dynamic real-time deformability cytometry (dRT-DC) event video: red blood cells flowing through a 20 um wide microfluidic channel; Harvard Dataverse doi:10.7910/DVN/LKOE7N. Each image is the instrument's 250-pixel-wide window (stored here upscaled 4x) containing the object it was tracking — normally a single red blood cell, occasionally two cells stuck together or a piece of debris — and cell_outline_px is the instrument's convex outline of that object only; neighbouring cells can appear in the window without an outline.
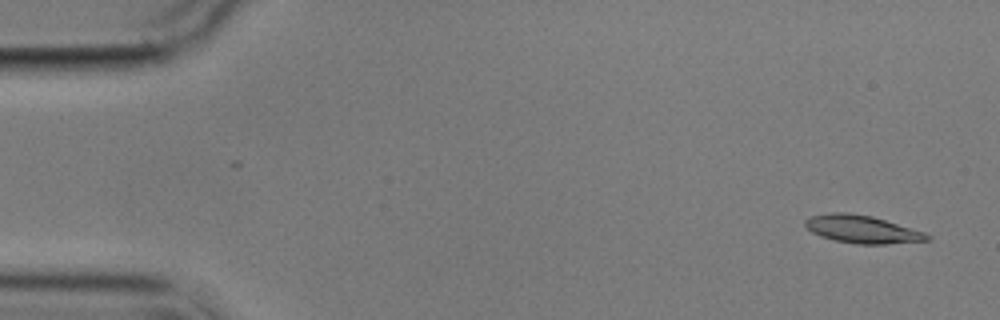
{"species": "common noctule bat (a hibernating species)", "species_latin": "Nyctalus noctula", "temperature_condition": "cold", "stored_images_in_passage": 5, "camera_frame_rate_fps": 3000, "um_per_image_px": 0.085, "animal": {"sex": "male", "body_mass_g": 17.9}, "frame": {"image": 1, "passage_image": 1, "time_ms": 0.0, "image_size_px": [1000, 320], "cell_outline_px": [[932, 240], [884, 244], [856, 244], [836, 240], [820, 236], [812, 232], [804, 224], [804, 220], [808, 216], [828, 212], [848, 212], [872, 216], [924, 232], [932, 236]], "centroid_in_image_um": [73.26, 19.47], "position_along_channel_um": 11.7, "area_um2": 19.83}}
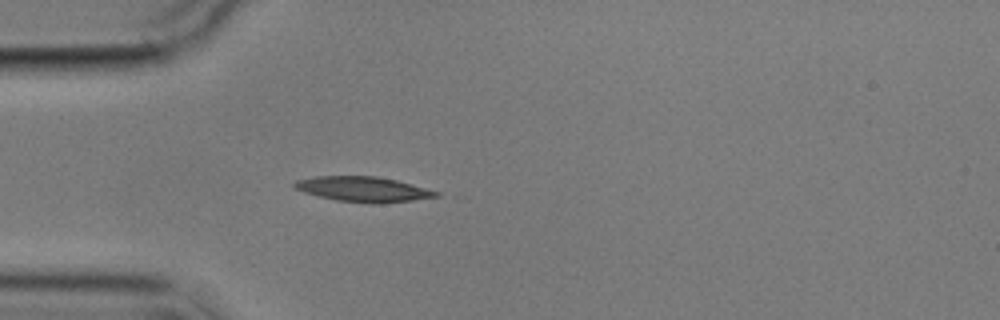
{"frame": {"image": 2, "passage_image": 5, "time_ms": 4.333, "image_size_px": [1000, 320], "cell_outline_px": [[440, 196], [412, 200], [380, 204], [372, 204], [336, 200], [304, 192], [296, 188], [292, 184], [296, 180], [312, 176], [376, 176], [396, 180], [412, 184], [440, 192]], "centroid_in_image_um": [30.88, 16.08], "position_along_channel_um": 54.1, "area_um2": 20.75}}